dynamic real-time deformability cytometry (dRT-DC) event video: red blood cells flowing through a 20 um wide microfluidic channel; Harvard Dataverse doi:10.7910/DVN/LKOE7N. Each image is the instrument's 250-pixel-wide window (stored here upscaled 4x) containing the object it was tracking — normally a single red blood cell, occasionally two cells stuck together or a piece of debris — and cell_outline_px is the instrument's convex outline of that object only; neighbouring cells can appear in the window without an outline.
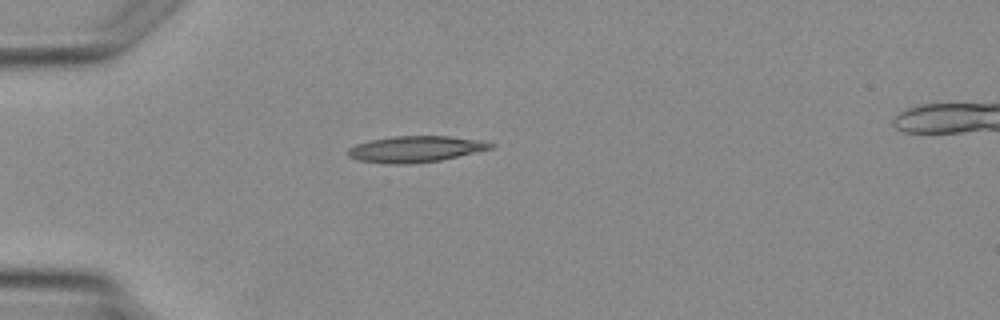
{"species": "Egyptian fruit bat (a non-hibernating species)", "species_latin": "Rousettus aegyptiacus", "temperature_condition": "warm", "stored_images_in_passage": 2, "camera_frame_rate_fps": 3000, "um_per_image_px": 0.085, "animal": {"sex": "female"}, "frame": {"image": 1, "passage_image": 2, "time_ms": 1.333, "image_size_px": [1000, 320], "cell_outline_px": [[496, 144], [492, 148], [440, 160], [408, 164], [392, 164], [356, 160], [348, 156], [348, 148], [356, 144], [368, 140], [392, 136], [448, 136], [480, 140]], "centroid_in_image_um": [35.27, 12.66], "position_along_channel_um": 49.7, "area_um2": 21.73}}